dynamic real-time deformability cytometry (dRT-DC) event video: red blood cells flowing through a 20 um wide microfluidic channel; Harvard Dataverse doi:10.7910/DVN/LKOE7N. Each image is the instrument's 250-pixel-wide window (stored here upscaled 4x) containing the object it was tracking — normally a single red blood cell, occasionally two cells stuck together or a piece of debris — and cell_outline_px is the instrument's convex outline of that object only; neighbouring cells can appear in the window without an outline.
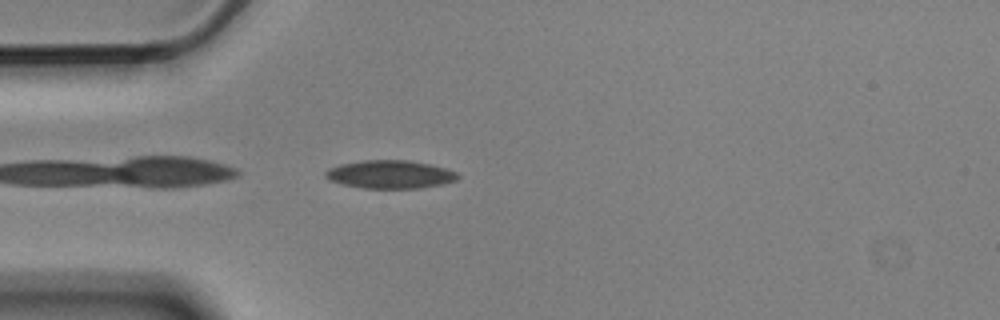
{"species": "Egyptian fruit bat (a non-hibernating species)", "species_latin": "Rousettus aegyptiacus", "temperature_condition": "cold", "stored_images_in_passage": 3, "camera_frame_rate_fps": 3000, "um_per_image_px": 0.085, "animal": {"sex": "male"}, "frame": {"image": 1, "passage_image": 3, "time_ms": 0.667, "image_size_px": [1000, 320], "cell_outline_px": [[460, 176], [456, 180], [444, 184], [420, 188], [364, 188], [340, 184], [328, 180], [324, 176], [324, 172], [328, 168], [340, 164], [364, 160], [408, 160], [448, 168], [456, 172]], "centroid_in_image_um": [33.14, 14.82], "position_along_channel_um": 51.9, "area_um2": 21.91}}